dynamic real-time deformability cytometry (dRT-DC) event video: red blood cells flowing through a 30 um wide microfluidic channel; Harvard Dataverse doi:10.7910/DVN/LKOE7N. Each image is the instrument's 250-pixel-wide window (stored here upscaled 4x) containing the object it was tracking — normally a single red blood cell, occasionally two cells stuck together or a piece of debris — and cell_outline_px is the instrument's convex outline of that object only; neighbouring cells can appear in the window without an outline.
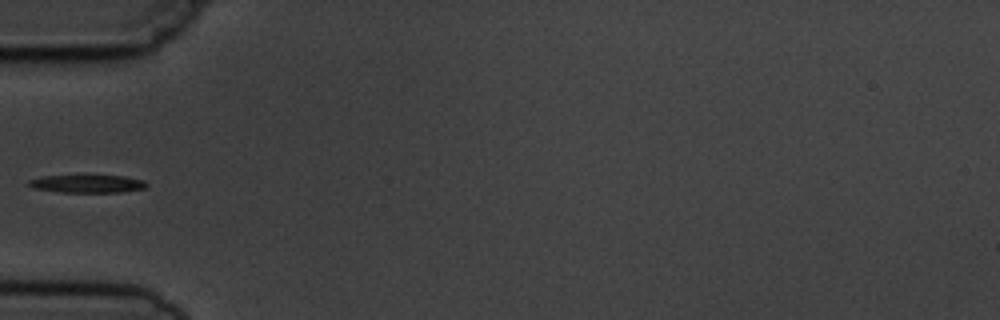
{"species": "common noctule bat (a hibernating species)", "species_latin": "Nyctalus noctula", "temperature_condition": "cold", "stored_images_in_passage": 6, "camera_frame_rate_fps": 3000, "um_per_image_px": 0.085, "animal": {"sex": "male", "body_mass_g": 19.5, "forearm_length_mm": 54.6}, "frame": {"image": 1, "passage_image": 6, "time_ms": 6.667, "image_size_px": [1000, 320], "cell_outline_px": [[148, 184], [144, 188], [120, 192], [64, 192], [32, 188], [28, 184], [28, 180], [40, 176], [84, 172], [124, 176], [144, 180]], "centroid_in_image_um": [7.37, 15.55], "position_along_channel_um": 77.6, "area_um2": 13.29}}